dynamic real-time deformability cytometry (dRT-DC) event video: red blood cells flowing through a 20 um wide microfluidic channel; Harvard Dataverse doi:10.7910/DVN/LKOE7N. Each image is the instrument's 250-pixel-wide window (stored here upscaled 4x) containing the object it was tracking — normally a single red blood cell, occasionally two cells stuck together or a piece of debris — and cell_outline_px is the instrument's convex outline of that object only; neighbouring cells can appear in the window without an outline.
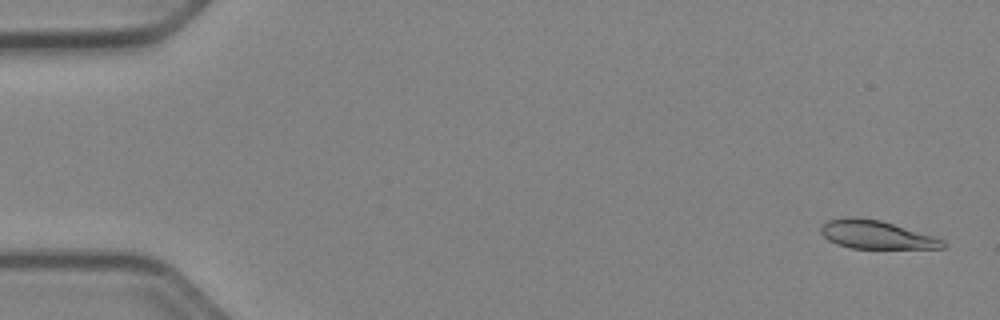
{"species": "Egyptian fruit bat (a non-hibernating species)", "species_latin": "Rousettus aegyptiacus", "temperature_condition": "cold", "stored_images_in_passage": 52, "camera_frame_rate_fps": 3000, "um_per_image_px": 0.085, "animal": {"sex": "female"}, "frame": {"image": 1, "passage_image": 2, "time_ms": 0.333, "image_size_px": [1000, 320], "cell_outline_px": [[944, 248], [852, 248], [836, 244], [828, 240], [820, 232], [820, 228], [828, 220], [844, 216], [856, 216], [880, 220], [932, 236], [944, 240]], "centroid_in_image_um": [74.41, 19.93], "position_along_channel_um": 10.6, "area_um2": 19.94}}
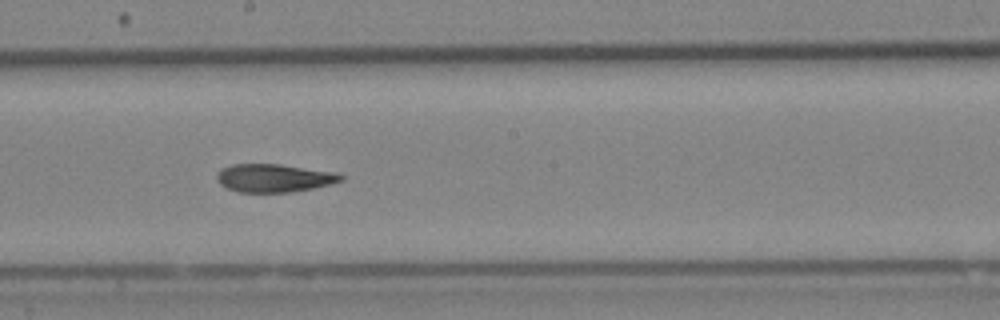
{"frame": {"image": 2, "passage_image": 29, "time_ms": 9.333, "image_size_px": [1000, 320], "cell_outline_px": [[344, 180], [332, 184], [292, 192], [240, 192], [228, 188], [220, 184], [216, 180], [216, 176], [224, 168], [232, 164], [280, 164], [340, 172], [344, 176]], "centroid_in_image_um": [23.37, 15.12], "position_along_channel_um": 224.8, "area_um2": 20.46}}
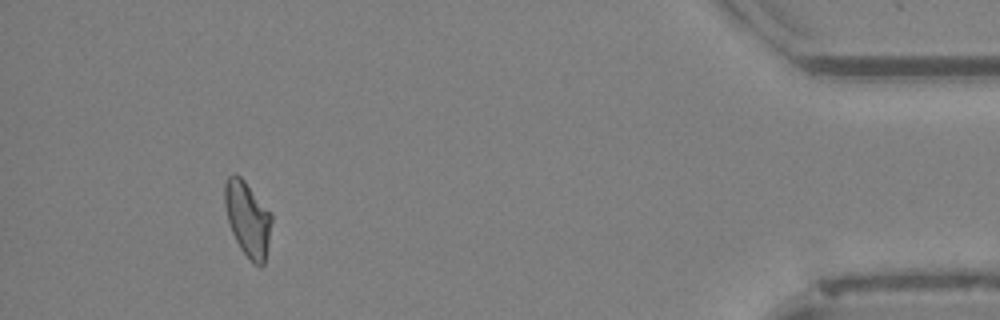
{"frame": {"image": 3, "passage_image": 48, "time_ms": 15.667, "image_size_px": [1000, 320], "cell_outline_px": [[272, 220], [268, 244], [264, 264], [260, 268], [252, 264], [240, 248], [228, 224], [224, 204], [224, 184], [228, 176], [232, 172], [236, 172], [244, 180], [272, 212]], "centroid_in_image_um": [21.04, 18.59], "position_along_channel_um": 414.2, "area_um2": 20.92}, "authors_computed_cell_mechanics": {"area_um2": 20.8369, "velocity_mm_per_s": 3.9401, "shape_relaxation_time_tau1_ms": 9.1082, "shape_relaxation_time_tau2_ms": 2.4599, "deformation_change_tau1": 0.1978, "deformation_change_tau2": 0.0792}}